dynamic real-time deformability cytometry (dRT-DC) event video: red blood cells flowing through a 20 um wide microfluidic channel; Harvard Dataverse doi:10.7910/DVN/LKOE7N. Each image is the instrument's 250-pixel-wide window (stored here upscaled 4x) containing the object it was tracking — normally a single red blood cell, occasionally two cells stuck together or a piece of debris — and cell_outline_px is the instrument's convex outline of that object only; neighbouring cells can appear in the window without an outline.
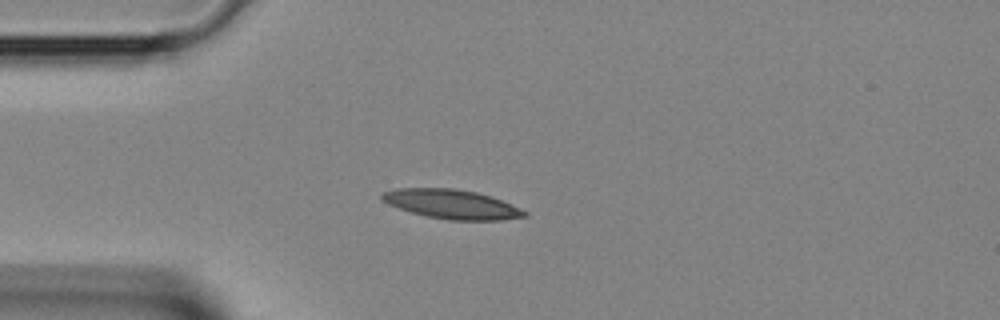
{"species": "Egyptian fruit bat (a non-hibernating species)", "species_latin": "Rousettus aegyptiacus", "temperature_condition": "room temperature", "stored_images_in_passage": 2, "camera_frame_rate_fps": 3000, "um_per_image_px": 0.085, "animal": {"sex": "female"}, "frame": {"image": 1, "passage_image": 2, "time_ms": 0.333, "image_size_px": [1000, 320], "cell_outline_px": [[528, 216], [500, 220], [448, 220], [428, 216], [412, 212], [388, 204], [380, 200], [380, 192], [396, 188], [456, 188], [476, 192], [500, 200], [520, 208], [528, 212]], "centroid_in_image_um": [38.35, 17.35], "position_along_channel_um": 46.6, "area_um2": 24.22}}